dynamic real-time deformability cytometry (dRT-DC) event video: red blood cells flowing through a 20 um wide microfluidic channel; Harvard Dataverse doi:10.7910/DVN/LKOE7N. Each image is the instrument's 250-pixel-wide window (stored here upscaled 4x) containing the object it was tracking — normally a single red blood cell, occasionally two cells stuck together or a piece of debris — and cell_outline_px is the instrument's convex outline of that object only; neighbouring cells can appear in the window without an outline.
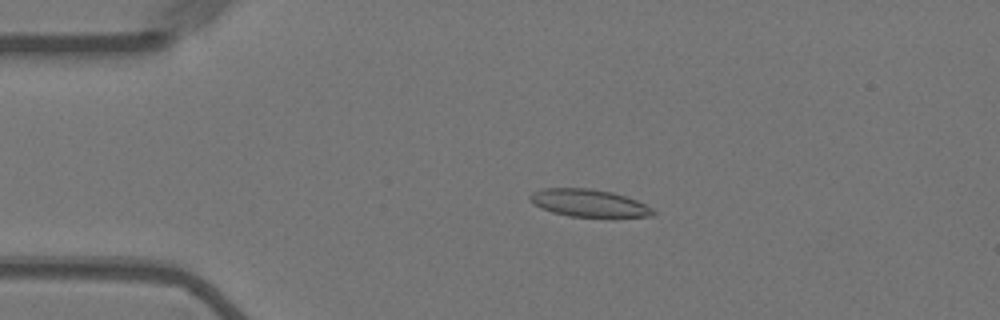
{"species": "Egyptian fruit bat (a non-hibernating species)", "species_latin": "Rousettus aegyptiacus", "temperature_condition": "warm", "stored_images_in_passage": 56, "camera_frame_rate_fps": 3000, "um_per_image_px": 0.085, "animal": {"sex": "female"}, "frame": {"image": 1, "passage_image": 12, "time_ms": 3.667, "image_size_px": [1000, 320], "cell_outline_px": [[656, 212], [652, 216], [568, 216], [552, 212], [540, 208], [528, 196], [532, 192], [544, 188], [588, 188], [612, 192], [636, 200], [652, 208]], "centroid_in_image_um": [50.02, 17.25], "position_along_channel_um": 35.0, "area_um2": 19.31}}
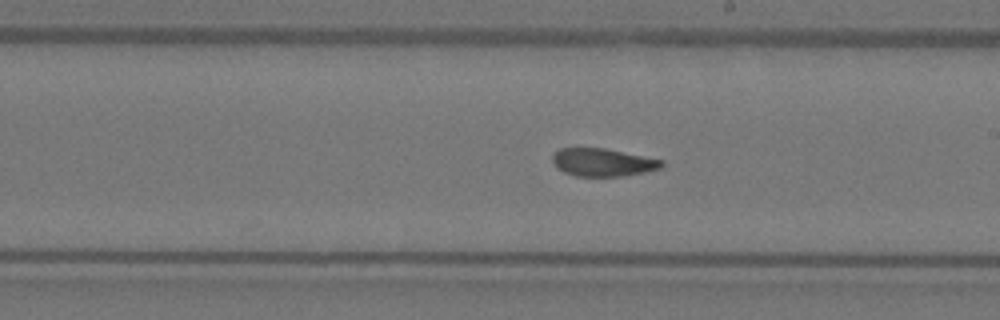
{"frame": {"image": 2, "passage_image": 32, "time_ms": 10.333, "image_size_px": [1000, 320], "cell_outline_px": [[664, 164], [660, 168], [644, 172], [624, 176], [576, 176], [564, 172], [556, 168], [552, 160], [552, 152], [560, 148], [604, 148], [664, 160]], "centroid_in_image_um": [51.2, 13.79], "position_along_channel_um": 237.8, "area_um2": 17.8}}
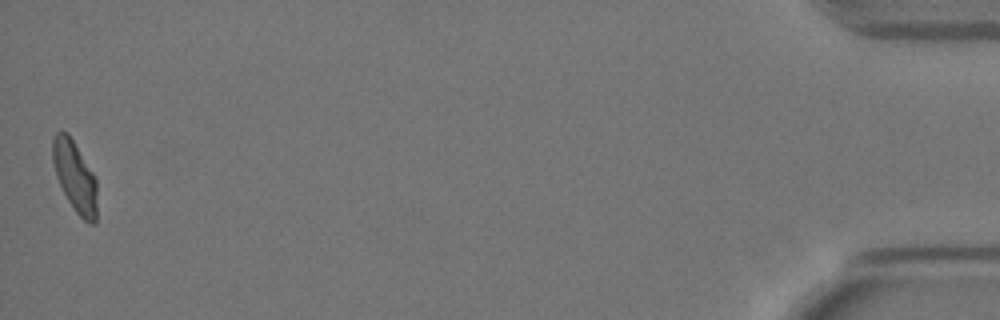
{"frame": {"image": 3, "passage_image": 56, "time_ms": 18.333, "image_size_px": [1000, 320], "cell_outline_px": [[96, 224], [88, 224], [76, 212], [68, 200], [56, 176], [52, 160], [52, 140], [56, 132], [68, 132], [96, 176]], "centroid_in_image_um": [6.37, 14.99], "position_along_channel_um": 428.8, "area_um2": 18.38}, "authors_computed_cell_mechanics": {"area_um2": 18.8717, "velocity_mm_per_s": 3.5817, "shape_relaxation_time_tau1_ms": null, "shape_relaxation_time_tau2_ms": 1.754, "deformation_change_tau1": null, "deformation_change_tau2": 0.0743}}